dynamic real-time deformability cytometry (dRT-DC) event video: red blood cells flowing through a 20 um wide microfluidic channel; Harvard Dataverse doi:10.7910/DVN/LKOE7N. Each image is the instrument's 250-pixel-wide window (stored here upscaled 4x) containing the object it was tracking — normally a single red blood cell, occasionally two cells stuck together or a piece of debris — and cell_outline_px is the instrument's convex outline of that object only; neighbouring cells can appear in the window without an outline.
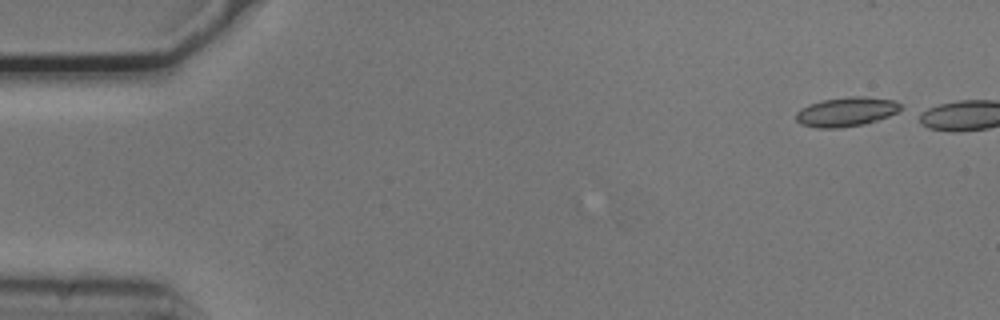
{"species": "common noctule bat (a hibernating species)", "species_latin": "Nyctalus noctula", "temperature_condition": "cold", "stored_images_in_passage": 3, "camera_frame_rate_fps": 3000, "um_per_image_px": 0.085, "animal": {"sex": "male", "body_mass_g": 20.5, "forearm_length_mm": 52.5}, "frame": {"image": 1, "passage_image": 1, "time_ms": 0.0, "image_size_px": [1000, 320], "cell_outline_px": [[904, 108], [888, 116], [864, 124], [840, 128], [816, 128], [800, 124], [796, 120], [796, 112], [800, 108], [808, 104], [824, 100], [848, 96], [864, 96], [896, 100]], "centroid_in_image_um": [71.92, 9.5], "position_along_channel_um": 13.1, "area_um2": 18.03}}